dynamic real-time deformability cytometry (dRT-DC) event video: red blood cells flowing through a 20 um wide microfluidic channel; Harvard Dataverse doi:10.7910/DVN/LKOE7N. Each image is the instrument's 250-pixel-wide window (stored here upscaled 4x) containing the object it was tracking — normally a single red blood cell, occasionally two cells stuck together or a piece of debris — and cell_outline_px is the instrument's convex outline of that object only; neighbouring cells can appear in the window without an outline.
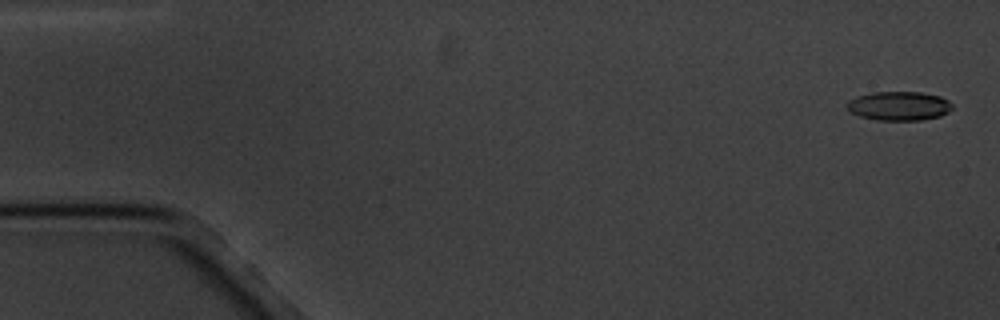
{"species": "common noctule bat (a hibernating species)", "species_latin": "Nyctalus noctula", "temperature_condition": "cold", "stored_images_in_passage": 16, "camera_frame_rate_fps": 3000, "um_per_image_px": 0.085, "animal": {"sex": "male", "body_mass_g": 20.1, "forearm_length_mm": 53.5}, "frame": {"image": 1, "passage_image": 1, "time_ms": 0.0, "image_size_px": [1000, 320], "cell_outline_px": [[952, 108], [948, 112], [940, 116], [920, 120], [876, 120], [860, 116], [852, 112], [848, 108], [848, 100], [856, 96], [872, 92], [920, 92], [940, 96], [948, 100], [952, 104]], "centroid_in_image_um": [76.43, 9.0], "position_along_channel_um": 8.6, "area_um2": 17.74}}
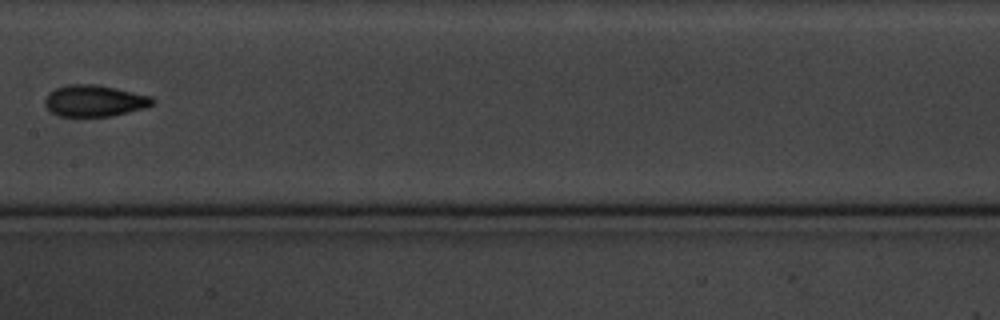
{"frame": {"image": 2, "passage_image": 9, "time_ms": 9.333, "image_size_px": [1000, 320], "cell_outline_px": [[156, 100], [152, 104], [144, 108], [112, 116], [56, 116], [44, 104], [44, 100], [48, 92], [56, 88], [68, 84], [96, 84], [116, 88], [152, 96]], "centroid_in_image_um": [8.02, 8.56], "position_along_channel_um": 199.4, "area_um2": 19.83}}
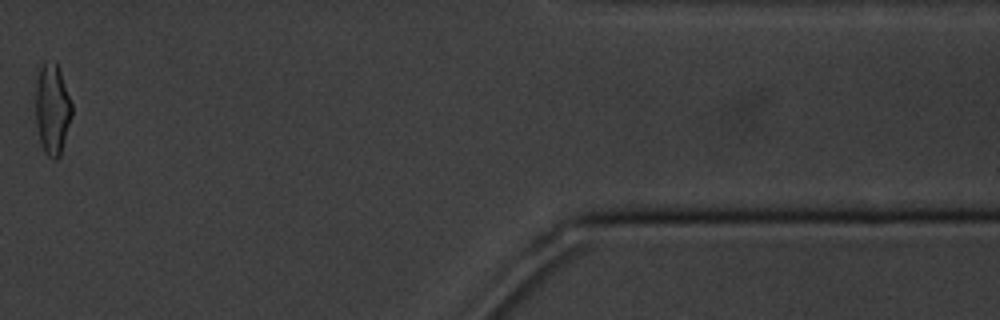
{"frame": {"image": 3, "passage_image": 15, "time_ms": 17.0, "image_size_px": [1000, 320], "cell_outline_px": [[72, 116], [60, 156], [56, 160], [48, 156], [44, 152], [40, 140], [36, 124], [36, 80], [40, 68], [44, 60], [56, 60], [72, 104]], "centroid_in_image_um": [4.44, 9.25], "position_along_channel_um": 407.0, "area_um2": 19.31}, "authors_computed_cell_mechanics": {"area_um2": 19.363, "velocity_mm_per_s": 3.3924, "shape_relaxation_time_tau1_ms": 4.4109, "shape_relaxation_time_tau2_ms": 3.5563, "deformation_change_tau1": 0.1529, "deformation_change_tau2": 0.101}}